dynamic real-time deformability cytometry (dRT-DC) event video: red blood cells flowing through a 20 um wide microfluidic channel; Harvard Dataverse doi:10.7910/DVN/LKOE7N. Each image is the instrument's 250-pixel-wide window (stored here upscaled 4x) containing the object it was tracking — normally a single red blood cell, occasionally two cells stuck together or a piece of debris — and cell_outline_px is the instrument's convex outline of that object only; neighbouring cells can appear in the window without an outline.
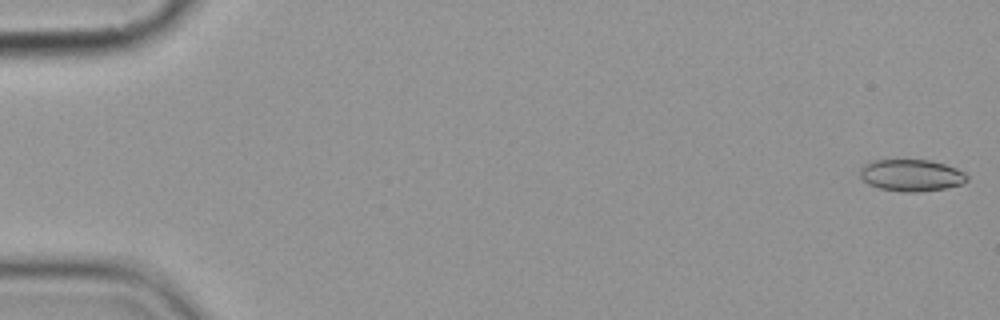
{"species": "common noctule bat (a hibernating species)", "species_latin": "Nyctalus noctula", "temperature_condition": "cold", "stored_images_in_passage": 6, "camera_frame_rate_fps": 3000, "um_per_image_px": 0.085, "animal": {"sex": "female", "body_mass_g": 19.9}, "frame": {"image": 1, "passage_image": 1, "time_ms": 0.0, "image_size_px": [1000, 320], "cell_outline_px": [[968, 180], [964, 184], [944, 188], [920, 192], [904, 192], [880, 188], [868, 184], [860, 176], [860, 168], [864, 164], [872, 160], [928, 160], [944, 164], [956, 168], [964, 172], [968, 176]], "centroid_in_image_um": [77.47, 14.9], "position_along_channel_um": 7.5, "area_um2": 19.88}}
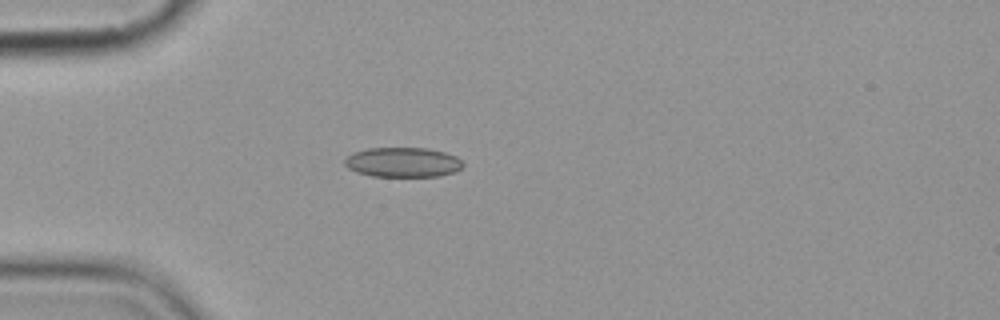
{"frame": {"image": 2, "passage_image": 5, "time_ms": 5.0, "image_size_px": [1000, 320], "cell_outline_px": [[464, 164], [456, 172], [440, 176], [372, 176], [356, 172], [348, 168], [344, 164], [344, 160], [352, 152], [368, 148], [428, 148], [444, 152], [456, 156]], "centroid_in_image_um": [34.23, 13.79], "position_along_channel_um": 50.8, "area_um2": 20.58}}